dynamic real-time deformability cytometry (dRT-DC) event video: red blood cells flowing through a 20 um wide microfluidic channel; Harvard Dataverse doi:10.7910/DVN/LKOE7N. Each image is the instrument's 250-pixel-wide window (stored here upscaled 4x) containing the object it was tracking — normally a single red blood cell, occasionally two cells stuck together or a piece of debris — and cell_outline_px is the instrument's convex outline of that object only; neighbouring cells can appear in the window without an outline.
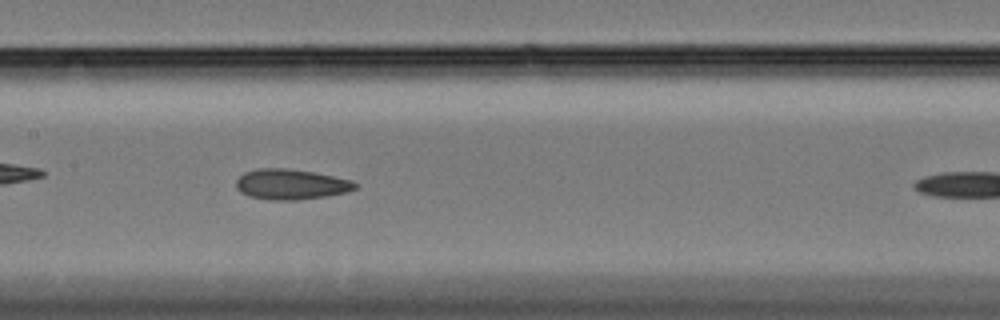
{"species": "Egyptian fruit bat (a non-hibernating species)", "species_latin": "Rousettus aegyptiacus", "temperature_condition": "cold", "stored_images_in_passage": 36, "camera_frame_rate_fps": 3000, "um_per_image_px": 0.085, "animal": {"sex": "female"}, "frame": {"image": 1, "passage_image": 16, "time_ms": 5.0, "image_size_px": [1000, 320], "cell_outline_px": [[360, 184], [356, 188], [344, 192], [328, 196], [296, 200], [268, 200], [248, 196], [240, 192], [236, 188], [236, 180], [244, 172], [260, 168], [284, 168], [312, 172], [352, 180]], "centroid_in_image_um": [24.71, 15.67], "position_along_channel_um": 182.7, "area_um2": 21.1}}
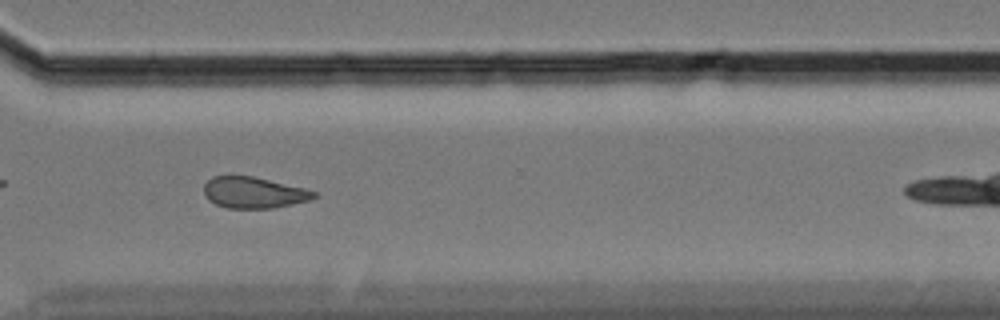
{"frame": {"image": 2, "passage_image": 31, "time_ms": 10.0, "image_size_px": [1000, 320], "cell_outline_px": [[316, 196], [308, 200], [272, 208], [228, 208], [216, 204], [208, 200], [204, 196], [204, 184], [212, 176], [252, 176], [304, 188], [316, 192]], "centroid_in_image_um": [21.51, 16.37], "position_along_channel_um": 349.1, "area_um2": 19.77}}